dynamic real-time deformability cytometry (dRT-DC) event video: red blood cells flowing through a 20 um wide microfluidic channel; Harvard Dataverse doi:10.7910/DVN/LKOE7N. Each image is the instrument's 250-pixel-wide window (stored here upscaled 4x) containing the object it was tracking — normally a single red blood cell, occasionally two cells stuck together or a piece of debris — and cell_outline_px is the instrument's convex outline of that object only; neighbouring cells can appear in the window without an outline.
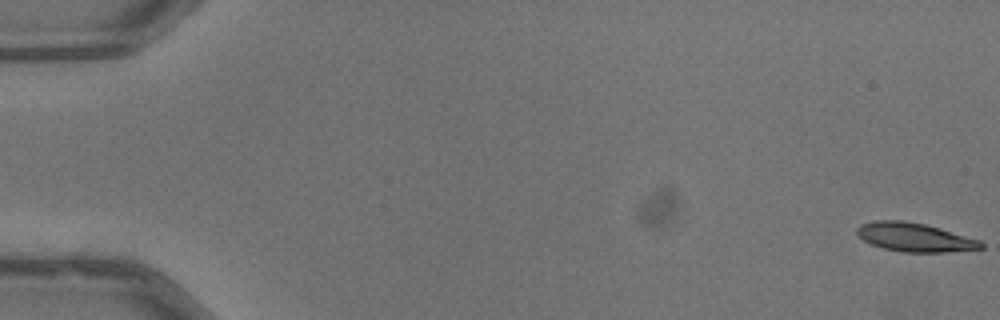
{"species": "common noctule bat (a hibernating species)", "species_latin": "Nyctalus noctula", "temperature_condition": "warm", "stored_images_in_passage": 54, "camera_frame_rate_fps": 3000, "um_per_image_px": 0.085, "animal": {"sex": "male", "body_mass_g": 13.3}, "frame": {"image": 1, "passage_image": 1, "time_ms": 0.0, "image_size_px": [1000, 320], "cell_outline_px": [[984, 248], [944, 252], [900, 252], [884, 248], [872, 244], [856, 236], [856, 228], [860, 224], [876, 220], [904, 220], [924, 224], [940, 228], [980, 240], [984, 244]], "centroid_in_image_um": [77.72, 20.16], "position_along_channel_um": 7.3, "area_um2": 20.81}}
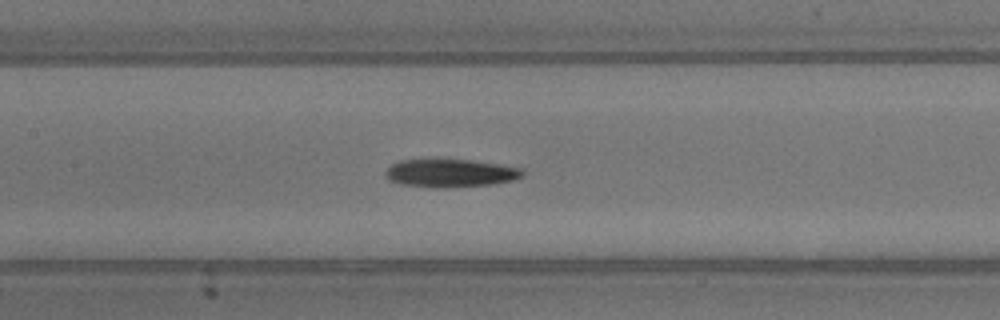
{"frame": {"image": 2, "passage_image": 26, "time_ms": 8.333, "image_size_px": [1000, 320], "cell_outline_px": [[524, 176], [512, 180], [496, 184], [436, 188], [400, 184], [388, 180], [384, 172], [392, 164], [400, 160], [432, 156], [440, 156], [472, 160], [500, 164], [524, 168]], "centroid_in_image_um": [38.26, 14.66], "position_along_channel_um": 169.1, "area_um2": 23.64}}
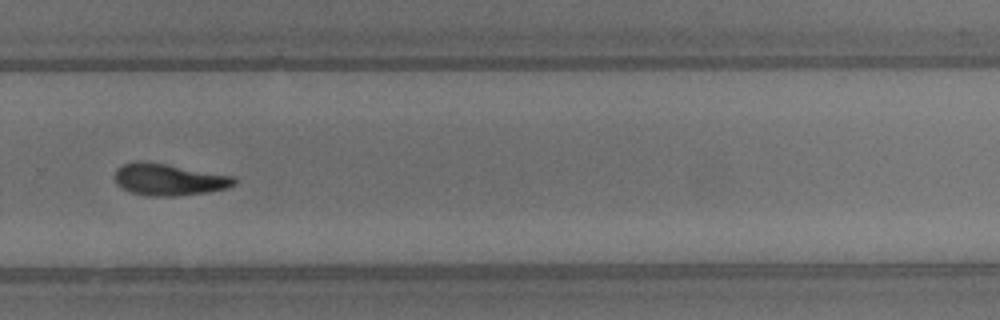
{"frame": {"image": 3, "passage_image": 37, "time_ms": 12.0, "image_size_px": [1000, 320], "cell_outline_px": [[236, 184], [228, 188], [208, 192], [176, 196], [144, 196], [120, 188], [116, 184], [112, 176], [116, 168], [124, 164], [136, 160], [144, 160], [232, 176], [236, 180]], "centroid_in_image_um": [14.27, 15.26], "position_along_channel_um": 315.5, "area_um2": 22.43}, "authors_computed_cell_mechanics": {"area_um2": 21.4727, "velocity_mm_per_s": 4.0101, "shape_relaxation_time_tau1_ms": 5.2675, "shape_relaxation_time_tau2_ms": 6.303, "deformation_change_tau1": 0.1917, "deformation_change_tau2": 0.1581}}